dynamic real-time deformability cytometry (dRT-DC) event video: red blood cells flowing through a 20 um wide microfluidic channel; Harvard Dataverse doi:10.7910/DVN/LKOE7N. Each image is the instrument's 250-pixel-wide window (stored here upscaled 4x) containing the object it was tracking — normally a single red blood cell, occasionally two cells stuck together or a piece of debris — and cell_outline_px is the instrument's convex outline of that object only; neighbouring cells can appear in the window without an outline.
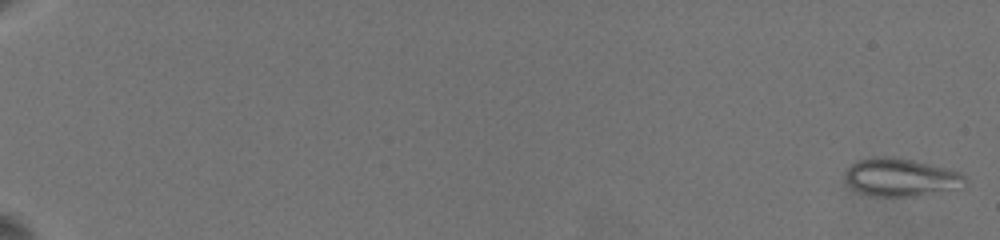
{"species": "common noctule bat (a hibernating species)", "species_latin": "Nyctalus noctula", "temperature_condition": "warm", "stored_images_in_passage": 49, "camera_frame_rate_fps": 3000, "um_per_image_px": 0.085, "animal": {"sex": "female", "body_mass_g": 19.5, "forearm_length_mm": 54.1}, "frame": {"image": 1, "passage_image": 1, "time_ms": 0.0, "image_size_px": [1000, 240], "cell_outline_px": [[968, 184], [964, 188], [912, 196], [876, 196], [860, 192], [852, 188], [848, 184], [844, 176], [844, 172], [852, 164], [860, 160], [872, 156], [892, 156], [912, 160], [960, 172], [968, 180]], "centroid_in_image_um": [76.59, 15.07], "position_along_channel_um": 8.4, "area_um2": 26.59}}
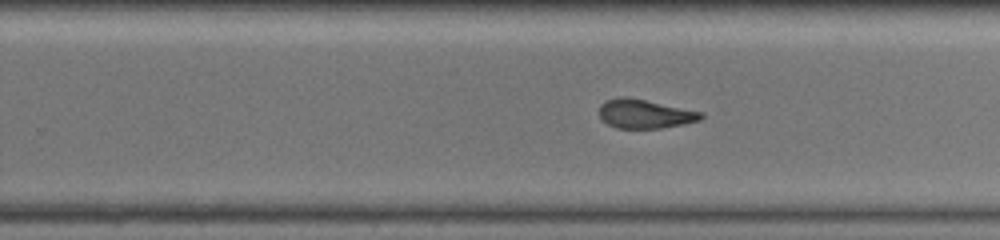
{"frame": {"image": 2, "passage_image": 33, "time_ms": 14.667, "image_size_px": [1000, 240], "cell_outline_px": [[704, 116], [700, 120], [684, 124], [660, 128], [616, 128], [608, 124], [600, 116], [600, 104], [604, 100], [620, 96], [624, 96], [704, 112]], "centroid_in_image_um": [54.81, 9.67], "position_along_channel_um": 275.0, "area_um2": 17.11}}
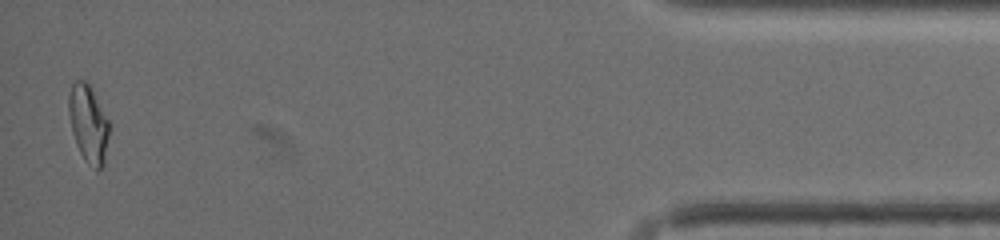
{"frame": {"image": 3, "passage_image": 49, "time_ms": 21.0, "image_size_px": [1000, 240], "cell_outline_px": [[108, 136], [104, 164], [96, 172], [84, 160], [76, 144], [72, 132], [68, 112], [68, 96], [72, 84], [76, 80], [84, 80], [88, 84], [108, 120]], "centroid_in_image_um": [7.48, 10.56], "position_along_channel_um": 427.7, "area_um2": 18.03}, "authors_computed_cell_mechanics": {"area_um2": 18.0336, "velocity_mm_per_s": 3.4673, "shape_relaxation_time_tau1_ms": null, "shape_relaxation_time_tau2_ms": 2.2257, "deformation_change_tau1": null, "deformation_change_tau2": 0.099}}